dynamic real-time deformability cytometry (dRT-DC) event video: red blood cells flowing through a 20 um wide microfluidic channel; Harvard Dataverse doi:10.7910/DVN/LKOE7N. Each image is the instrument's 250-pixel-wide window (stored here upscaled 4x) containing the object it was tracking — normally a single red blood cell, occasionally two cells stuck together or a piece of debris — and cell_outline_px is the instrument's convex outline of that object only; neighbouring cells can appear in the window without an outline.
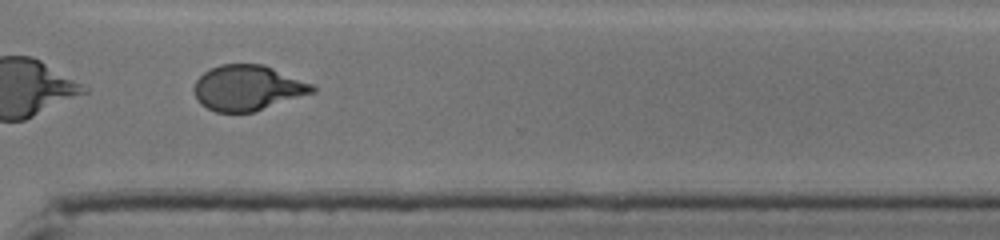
{"species": "human", "species_latin": "Homo sapiens", "temperature_condition": "cold", "stored_images_in_passage": 52, "segment_of_instrument_passage": [2, 2], "camera_frame_rate_fps": 3000, "um_per_image_px": 0.085, "donor": {"sex": "male"}, "frame": {"image": 1, "passage_image": 40, "time_ms": 13.0, "image_size_px": [1000, 240], "cell_outline_px": [[316, 92], [252, 112], [216, 112], [200, 104], [196, 100], [192, 88], [196, 80], [204, 72], [220, 64], [264, 64], [316, 84]], "centroid_in_image_um": [21.07, 7.46], "position_along_channel_um": 349.5, "area_um2": 31.62}}